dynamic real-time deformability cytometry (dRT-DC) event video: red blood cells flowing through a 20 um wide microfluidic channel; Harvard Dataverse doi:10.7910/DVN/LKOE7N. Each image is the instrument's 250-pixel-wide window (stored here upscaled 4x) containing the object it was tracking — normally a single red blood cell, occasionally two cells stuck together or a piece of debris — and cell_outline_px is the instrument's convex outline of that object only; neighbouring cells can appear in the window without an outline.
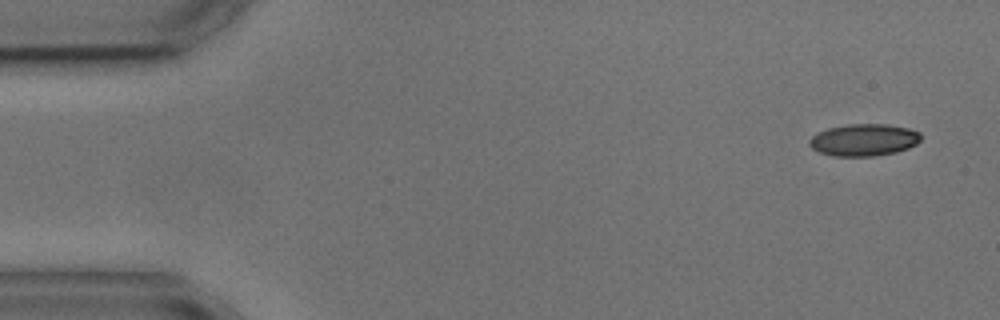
{"species": "common noctule bat (a hibernating species)", "species_latin": "Nyctalus noctula", "temperature_condition": "cold", "stored_images_in_passage": 2, "camera_frame_rate_fps": 3000, "um_per_image_px": 0.085, "animal": {"sex": "male", "body_mass_g": 17.9, "forearm_length_mm": 54.2}, "frame": {"image": 1, "passage_image": 2, "time_ms": 1.667, "image_size_px": [1000, 320], "cell_outline_px": [[920, 140], [916, 144], [908, 148], [896, 152], [872, 156], [832, 156], [820, 152], [812, 148], [808, 144], [808, 140], [816, 132], [828, 128], [848, 124], [888, 124], [908, 128], [920, 132]], "centroid_in_image_um": [73.4, 11.89], "position_along_channel_um": 11.6, "area_um2": 20.92}}